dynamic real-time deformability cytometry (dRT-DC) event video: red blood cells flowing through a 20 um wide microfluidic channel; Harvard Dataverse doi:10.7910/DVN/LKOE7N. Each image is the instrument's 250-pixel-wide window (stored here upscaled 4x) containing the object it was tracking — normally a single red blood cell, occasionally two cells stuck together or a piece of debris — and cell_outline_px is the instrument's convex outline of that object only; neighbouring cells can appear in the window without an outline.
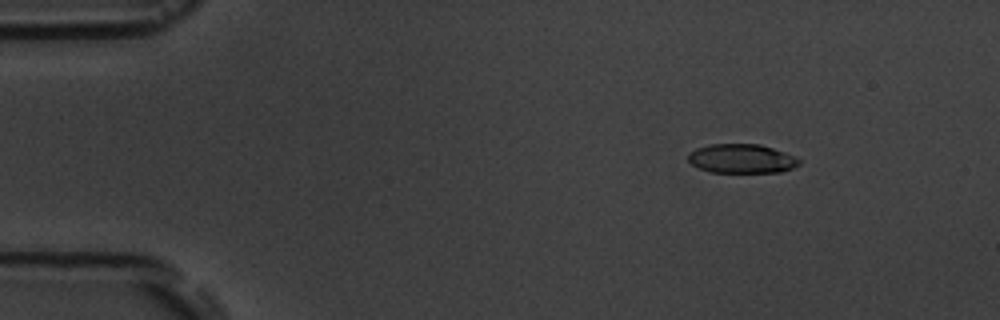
{"species": "common noctule bat (a hibernating species)", "species_latin": "Nyctalus noctula", "temperature_condition": "room temperature", "stored_images_in_passage": 8, "camera_frame_rate_fps": 3000, "um_per_image_px": 0.085, "animal": {"sex": "male", "body_mass_g": 19.5, "forearm_length_mm": 54.6}, "frame": {"image": 1, "passage_image": 3, "time_ms": 2.333, "image_size_px": [1000, 320], "cell_outline_px": [[800, 164], [792, 168], [780, 172], [712, 172], [700, 168], [692, 164], [688, 160], [688, 152], [696, 148], [708, 144], [760, 144], [784, 152], [800, 160]], "centroid_in_image_um": [63.01, 13.48], "position_along_channel_um": 22.0, "area_um2": 18.73}}
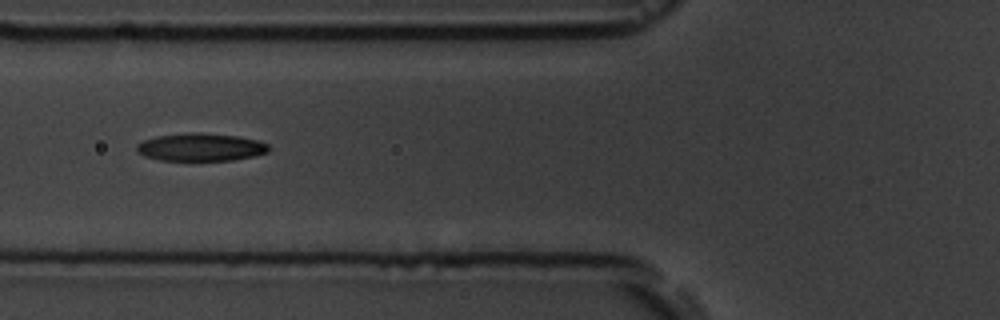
{"frame": {"image": 2, "passage_image": 7, "time_ms": 7.0, "image_size_px": [1000, 320], "cell_outline_px": [[268, 152], [252, 156], [232, 160], [160, 160], [144, 156], [136, 152], [136, 144], [144, 140], [156, 136], [188, 132], [200, 132], [240, 136], [256, 140], [268, 144]], "centroid_in_image_um": [17.02, 12.49], "position_along_channel_um": 108.8, "area_um2": 21.44}}
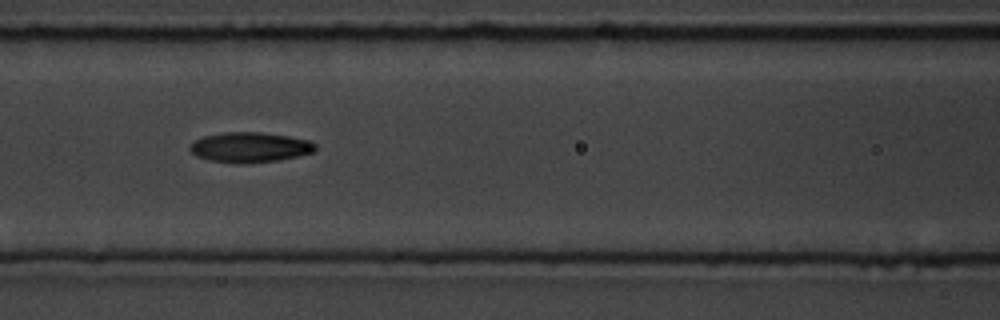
{"frame": {"image": 3, "passage_image": 8, "time_ms": 8.0, "image_size_px": [1000, 320], "cell_outline_px": [[316, 148], [312, 152], [280, 160], [244, 164], [232, 164], [208, 160], [196, 156], [188, 148], [196, 140], [204, 136], [224, 132], [260, 132], [288, 136], [312, 140], [316, 144]], "centroid_in_image_um": [21.24, 12.53], "position_along_channel_um": 145.4, "area_um2": 22.2}}